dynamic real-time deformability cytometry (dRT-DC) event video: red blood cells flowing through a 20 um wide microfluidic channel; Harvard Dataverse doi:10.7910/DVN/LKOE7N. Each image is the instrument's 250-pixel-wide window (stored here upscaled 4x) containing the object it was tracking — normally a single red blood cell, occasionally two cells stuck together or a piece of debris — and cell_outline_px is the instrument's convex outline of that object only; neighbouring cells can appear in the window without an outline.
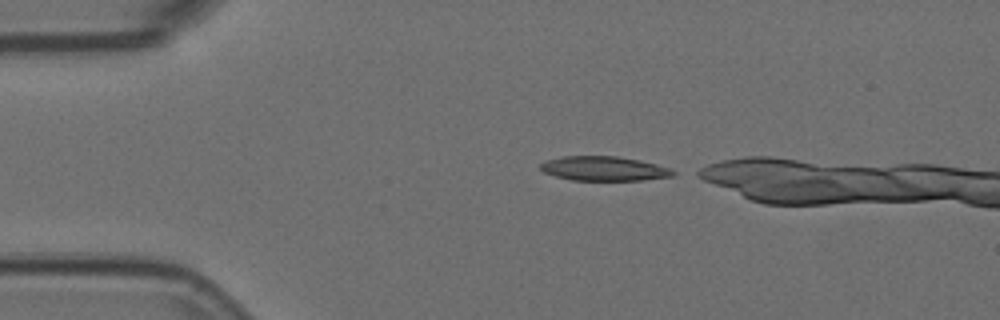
{"species": "Egyptian fruit bat (a non-hibernating species)", "species_latin": "Rousettus aegyptiacus", "temperature_condition": "room temperature", "stored_images_in_passage": 35, "camera_frame_rate_fps": 3000, "um_per_image_px": 0.085, "animal": {"sex": "female"}, "frame": {"image": 1, "passage_image": 1, "time_ms": 0.0, "image_size_px": [1000, 320], "cell_outline_px": [[680, 172], [672, 176], [644, 180], [572, 180], [556, 176], [544, 172], [540, 168], [540, 164], [548, 160], [560, 156], [616, 156], [640, 160], [672, 168]], "centroid_in_image_um": [51.4, 14.33], "position_along_channel_um": 33.6, "area_um2": 18.96}}
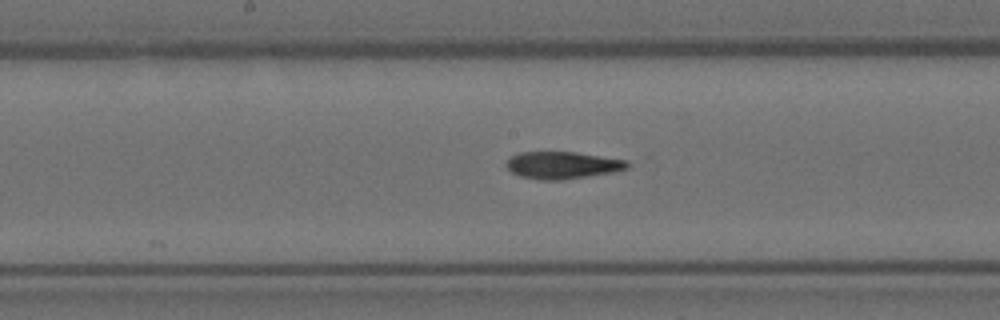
{"frame": {"image": 2, "passage_image": 18, "time_ms": 5.667, "image_size_px": [1000, 320], "cell_outline_px": [[632, 164], [628, 168], [612, 172], [560, 180], [540, 180], [520, 176], [512, 172], [504, 164], [512, 156], [520, 152], [576, 152], [628, 160]], "centroid_in_image_um": [47.83, 14.03], "position_along_channel_um": 200.4, "area_um2": 19.13}}
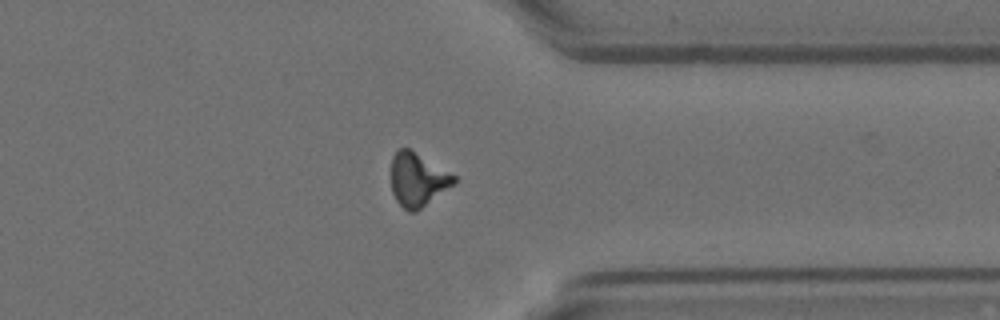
{"frame": {"image": 3, "passage_image": 33, "time_ms": 10.667, "image_size_px": [1000, 320], "cell_outline_px": [[456, 180], [452, 184], [416, 212], [408, 212], [396, 200], [392, 192], [392, 156], [396, 148], [408, 148], [456, 176]], "centroid_in_image_um": [35.45, 15.26], "position_along_channel_um": 375.9, "area_um2": 19.13}}